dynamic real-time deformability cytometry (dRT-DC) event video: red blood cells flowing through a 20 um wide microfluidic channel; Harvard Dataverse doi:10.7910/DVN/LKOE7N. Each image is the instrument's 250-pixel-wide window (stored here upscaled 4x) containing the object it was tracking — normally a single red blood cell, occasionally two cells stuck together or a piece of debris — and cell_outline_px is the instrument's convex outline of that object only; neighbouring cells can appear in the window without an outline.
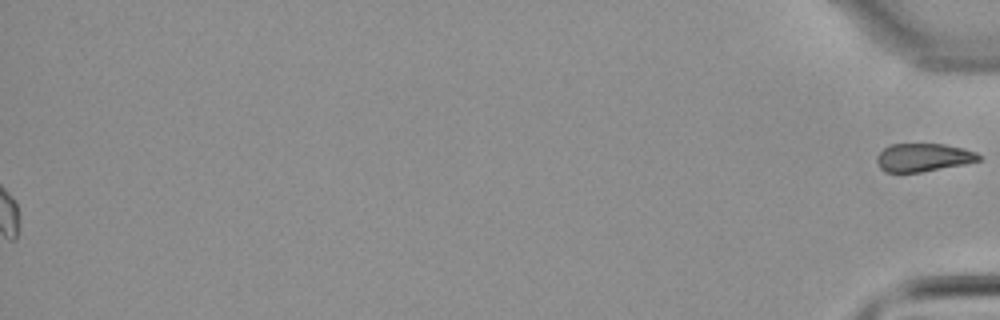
{"species": "common noctule bat (a hibernating species)", "species_latin": "Nyctalus noctula", "temperature_condition": "warm", "stored_images_in_passage": 45, "segment_of_instrument_passage": [2, 2], "camera_frame_rate_fps": 3000, "um_per_image_px": 0.085, "animal": {"sex": "male", "body_mass_g": 21.5, "forearm_length_mm": 52.0}, "frame": {"image": 1, "passage_image": 45, "time_ms": 14.667, "image_size_px": [1000, 320], "cell_outline_px": [[984, 156], [980, 160], [964, 164], [920, 172], [884, 172], [880, 168], [876, 160], [876, 156], [884, 148], [892, 144], [944, 144], [964, 148], [976, 152]], "centroid_in_image_um": [78.49, 13.38], "position_along_channel_um": 356.7, "area_um2": 16.76}}